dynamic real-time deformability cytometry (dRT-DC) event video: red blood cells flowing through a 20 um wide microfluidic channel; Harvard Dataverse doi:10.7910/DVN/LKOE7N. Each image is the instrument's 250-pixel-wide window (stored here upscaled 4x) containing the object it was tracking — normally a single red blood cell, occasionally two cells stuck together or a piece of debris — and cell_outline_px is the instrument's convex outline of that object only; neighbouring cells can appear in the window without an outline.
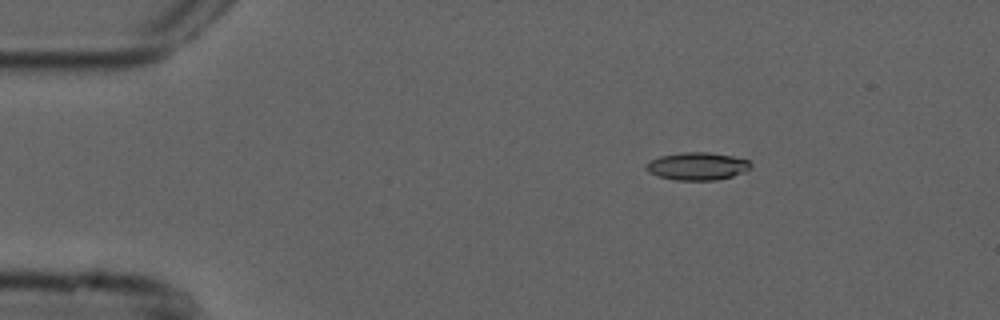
{"species": "common noctule bat (a hibernating species)", "species_latin": "Nyctalus noctula", "temperature_condition": "cold", "stored_images_in_passage": 5, "camera_frame_rate_fps": 3000, "um_per_image_px": 0.085, "animal": {"sex": "male", "forearm_length_mm": 52.5}, "frame": {"image": 1, "passage_image": 3, "time_ms": 0.667, "image_size_px": [1000, 320], "cell_outline_px": [[752, 168], [744, 172], [732, 176], [716, 180], [672, 180], [656, 176], [648, 172], [644, 168], [644, 164], [660, 156], [684, 152], [708, 152], [732, 156], [748, 160], [752, 164]], "centroid_in_image_um": [59.25, 14.13], "position_along_channel_um": 25.8, "area_um2": 17.05}}